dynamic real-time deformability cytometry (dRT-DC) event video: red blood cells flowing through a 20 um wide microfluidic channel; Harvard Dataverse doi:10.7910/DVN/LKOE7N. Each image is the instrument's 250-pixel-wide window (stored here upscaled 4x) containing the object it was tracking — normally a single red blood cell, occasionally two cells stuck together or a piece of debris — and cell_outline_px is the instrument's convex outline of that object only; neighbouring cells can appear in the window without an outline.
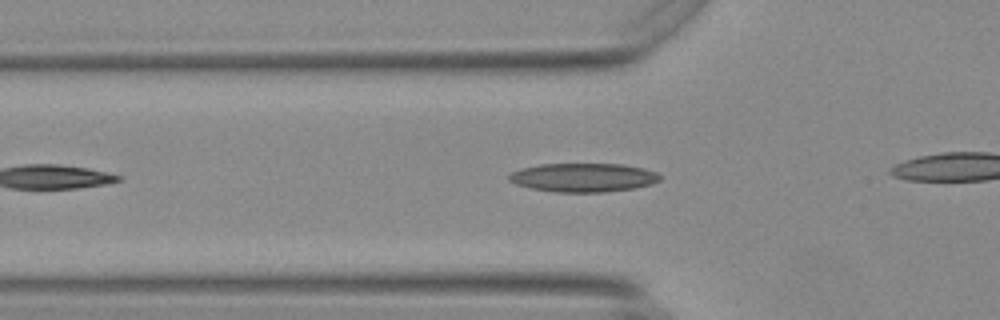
{"species": "Egyptian fruit bat (a non-hibernating species)", "species_latin": "Rousettus aegyptiacus", "temperature_condition": "warm", "stored_images_in_passage": 12, "camera_frame_rate_fps": 3000, "um_per_image_px": 0.085, "animal": {"sex": "female"}, "frame": {"image": 1, "passage_image": 3, "time_ms": 0.667, "image_size_px": [1000, 320], "cell_outline_px": [[660, 180], [652, 184], [636, 188], [604, 192], [556, 192], [532, 188], [516, 184], [508, 180], [508, 176], [512, 172], [520, 168], [540, 164], [624, 164], [644, 168], [656, 172], [660, 176]], "centroid_in_image_um": [49.59, 15.08], "position_along_channel_um": 76.2, "area_um2": 25.37}}
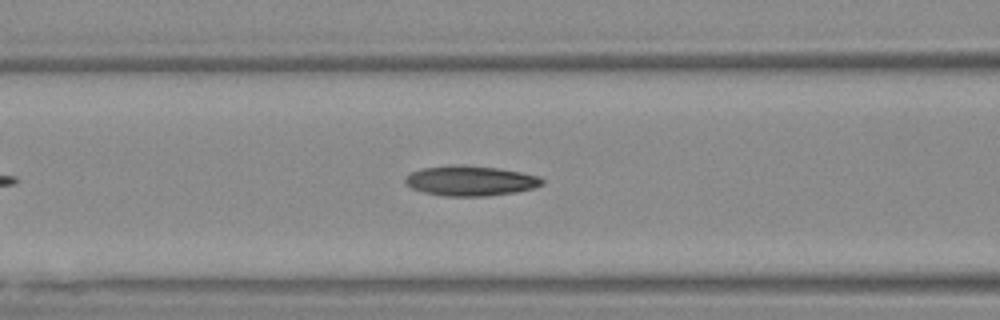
{"frame": {"image": 2, "passage_image": 7, "time_ms": 2.0, "image_size_px": [1000, 320], "cell_outline_px": [[544, 184], [532, 188], [516, 192], [488, 196], [444, 196], [424, 192], [412, 188], [404, 184], [404, 176], [420, 168], [500, 168], [540, 176], [544, 180]], "centroid_in_image_um": [40.01, 15.42], "position_along_channel_um": 126.6, "area_um2": 23.06}}
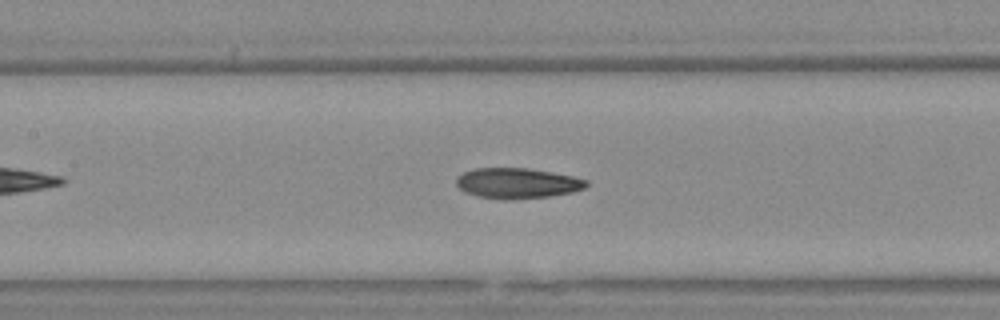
{"frame": {"image": 3, "passage_image": 10, "time_ms": 3.0, "image_size_px": [1000, 320], "cell_outline_px": [[588, 184], [584, 188], [572, 192], [548, 196], [512, 200], [504, 200], [476, 196], [464, 192], [456, 184], [456, 180], [464, 172], [476, 168], [528, 168], [552, 172], [572, 176], [588, 180]], "centroid_in_image_um": [43.96, 15.58], "position_along_channel_um": 163.4, "area_um2": 23.06}}